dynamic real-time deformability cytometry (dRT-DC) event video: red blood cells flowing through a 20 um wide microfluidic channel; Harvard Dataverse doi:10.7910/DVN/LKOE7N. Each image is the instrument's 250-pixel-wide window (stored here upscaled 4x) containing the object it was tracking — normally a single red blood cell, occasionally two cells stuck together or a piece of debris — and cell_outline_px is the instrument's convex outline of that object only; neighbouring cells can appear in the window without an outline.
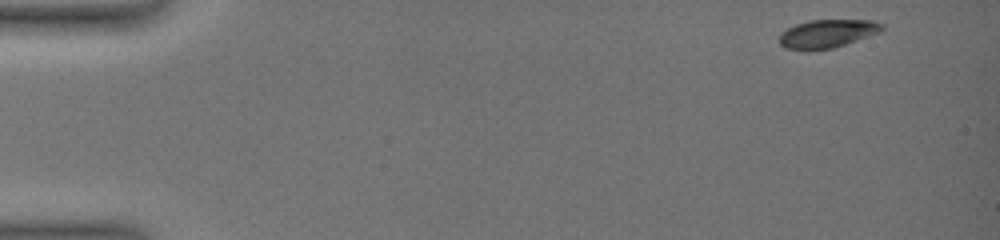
{"species": "common noctule bat (a hibernating species)", "species_latin": "Nyctalus noctula", "temperature_condition": "warm", "stored_images_in_passage": 43, "camera_frame_rate_fps": 3000, "um_per_image_px": 0.085, "animal": {"sex": "female", "body_mass_g": 19.0, "forearm_length_mm": 51.5}, "frame": {"image": 1, "passage_image": 1, "time_ms": 0.0, "image_size_px": [1000, 240], "cell_outline_px": [[884, 28], [880, 32], [832, 48], [808, 52], [784, 48], [780, 44], [780, 32], [796, 24], [808, 20], [876, 20], [884, 24]], "centroid_in_image_um": [70.29, 2.87], "position_along_channel_um": 14.7, "area_um2": 17.17}}
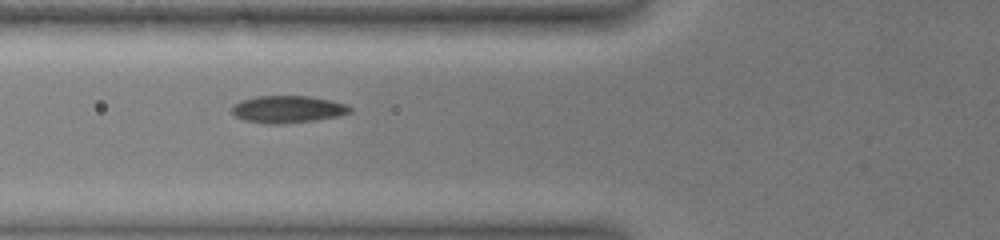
{"frame": {"image": 2, "passage_image": 18, "time_ms": 5.667, "image_size_px": [1000, 240], "cell_outline_px": [[352, 112], [336, 116], [316, 120], [284, 124], [268, 124], [244, 120], [236, 116], [232, 112], [232, 108], [240, 100], [256, 96], [308, 96], [332, 100], [348, 104], [352, 108]], "centroid_in_image_um": [24.49, 9.28], "position_along_channel_um": 101.3, "area_um2": 18.79}}
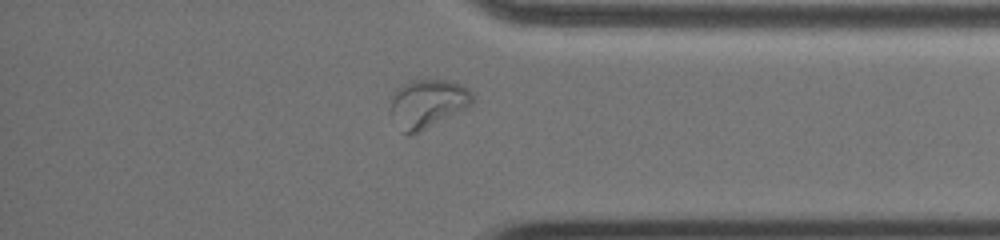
{"frame": {"image": 3, "passage_image": 37, "time_ms": 13.333, "image_size_px": [1000, 240], "cell_outline_px": [[476, 96], [472, 104], [468, 108], [416, 132], [404, 132], [392, 108], [392, 96], [404, 84], [412, 80], [452, 80], [468, 88]], "centroid_in_image_um": [36.49, 8.73], "position_along_channel_um": 398.7, "area_um2": 22.2}, "authors_computed_cell_mechanics": {"area_um2": 18.0336, "velocity_mm_per_s": 3.9034, "shape_relaxation_time_tau1_ms": 7.6138, "shape_relaxation_time_tau2_ms": null, "deformation_change_tau1": 0.1807, "deformation_change_tau2": null}}